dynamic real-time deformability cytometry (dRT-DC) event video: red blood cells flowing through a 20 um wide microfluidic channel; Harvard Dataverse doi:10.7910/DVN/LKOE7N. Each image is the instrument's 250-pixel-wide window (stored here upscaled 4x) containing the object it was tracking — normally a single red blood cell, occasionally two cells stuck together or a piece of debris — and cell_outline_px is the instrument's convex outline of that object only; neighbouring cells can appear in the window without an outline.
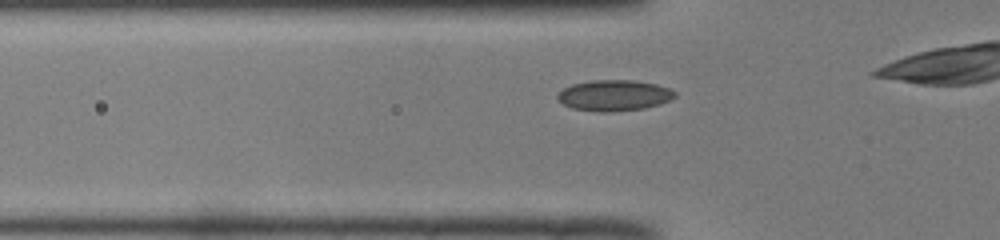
{"species": "common noctule bat (a hibernating species)", "species_latin": "Nyctalus noctula", "temperature_condition": "room temperature", "stored_images_in_passage": 11, "camera_frame_rate_fps": 3000, "um_per_image_px": 0.085, "animal": {"sex": "male", "body_mass_g": 19.0, "forearm_length_mm": 50.8}, "frame": {"image": 1, "passage_image": 5, "time_ms": 1.333, "image_size_px": [1000, 240], "cell_outline_px": [[676, 96], [660, 104], [644, 108], [612, 112], [600, 112], [572, 108], [564, 104], [556, 96], [564, 88], [572, 84], [592, 80], [636, 80], [656, 84], [668, 88], [676, 92]], "centroid_in_image_um": [52.21, 8.1], "position_along_channel_um": 73.6, "area_um2": 21.04}}
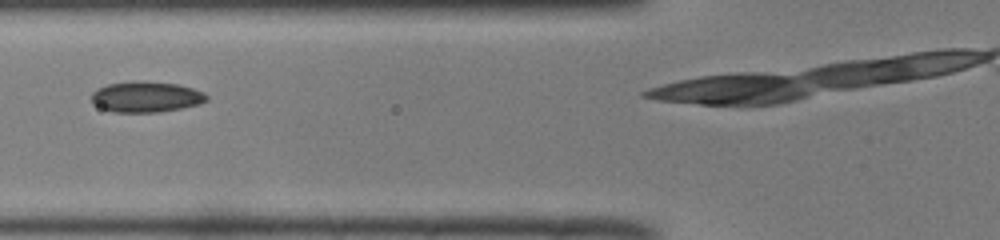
{"frame": {"image": 2, "passage_image": 8, "time_ms": 2.333, "image_size_px": [1000, 240], "cell_outline_px": [[208, 100], [200, 104], [180, 108], [156, 112], [112, 112], [100, 108], [92, 104], [92, 92], [108, 84], [132, 80], [180, 84], [204, 92], [208, 96]], "centroid_in_image_um": [12.41, 8.23], "position_along_channel_um": 113.4, "area_um2": 20.75}}